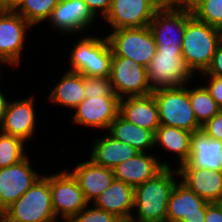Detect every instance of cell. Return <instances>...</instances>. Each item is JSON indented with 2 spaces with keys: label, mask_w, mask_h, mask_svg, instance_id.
Returning <instances> with one entry per match:
<instances>
[{
  "label": "cell",
  "mask_w": 222,
  "mask_h": 222,
  "mask_svg": "<svg viewBox=\"0 0 222 222\" xmlns=\"http://www.w3.org/2000/svg\"><path fill=\"white\" fill-rule=\"evenodd\" d=\"M175 175L179 176L176 168L164 167L153 178L134 187L133 209L137 216L133 214L131 218L139 222H166L168 201L177 183Z\"/></svg>",
  "instance_id": "cell-1"
},
{
  "label": "cell",
  "mask_w": 222,
  "mask_h": 222,
  "mask_svg": "<svg viewBox=\"0 0 222 222\" xmlns=\"http://www.w3.org/2000/svg\"><path fill=\"white\" fill-rule=\"evenodd\" d=\"M222 43L220 29L196 19L187 20L181 52L188 68L193 72H205L217 47Z\"/></svg>",
  "instance_id": "cell-2"
},
{
  "label": "cell",
  "mask_w": 222,
  "mask_h": 222,
  "mask_svg": "<svg viewBox=\"0 0 222 222\" xmlns=\"http://www.w3.org/2000/svg\"><path fill=\"white\" fill-rule=\"evenodd\" d=\"M52 206L50 176H41L2 213V222H57Z\"/></svg>",
  "instance_id": "cell-3"
},
{
  "label": "cell",
  "mask_w": 222,
  "mask_h": 222,
  "mask_svg": "<svg viewBox=\"0 0 222 222\" xmlns=\"http://www.w3.org/2000/svg\"><path fill=\"white\" fill-rule=\"evenodd\" d=\"M159 109L161 125L182 128L190 132L202 130L189 100V88H160L152 92Z\"/></svg>",
  "instance_id": "cell-4"
},
{
  "label": "cell",
  "mask_w": 222,
  "mask_h": 222,
  "mask_svg": "<svg viewBox=\"0 0 222 222\" xmlns=\"http://www.w3.org/2000/svg\"><path fill=\"white\" fill-rule=\"evenodd\" d=\"M113 51L107 37H84L73 47L71 69L89 77H109Z\"/></svg>",
  "instance_id": "cell-5"
},
{
  "label": "cell",
  "mask_w": 222,
  "mask_h": 222,
  "mask_svg": "<svg viewBox=\"0 0 222 222\" xmlns=\"http://www.w3.org/2000/svg\"><path fill=\"white\" fill-rule=\"evenodd\" d=\"M113 57H125L147 67L157 51L154 37L148 27L112 30L106 36Z\"/></svg>",
  "instance_id": "cell-6"
},
{
  "label": "cell",
  "mask_w": 222,
  "mask_h": 222,
  "mask_svg": "<svg viewBox=\"0 0 222 222\" xmlns=\"http://www.w3.org/2000/svg\"><path fill=\"white\" fill-rule=\"evenodd\" d=\"M147 68L152 90L188 85L193 72L184 61L181 50H157Z\"/></svg>",
  "instance_id": "cell-7"
},
{
  "label": "cell",
  "mask_w": 222,
  "mask_h": 222,
  "mask_svg": "<svg viewBox=\"0 0 222 222\" xmlns=\"http://www.w3.org/2000/svg\"><path fill=\"white\" fill-rule=\"evenodd\" d=\"M191 16L190 10L160 7L149 25L157 50H181L185 25Z\"/></svg>",
  "instance_id": "cell-8"
},
{
  "label": "cell",
  "mask_w": 222,
  "mask_h": 222,
  "mask_svg": "<svg viewBox=\"0 0 222 222\" xmlns=\"http://www.w3.org/2000/svg\"><path fill=\"white\" fill-rule=\"evenodd\" d=\"M109 79L120 99L146 96L153 92L147 68L129 58L112 57Z\"/></svg>",
  "instance_id": "cell-9"
},
{
  "label": "cell",
  "mask_w": 222,
  "mask_h": 222,
  "mask_svg": "<svg viewBox=\"0 0 222 222\" xmlns=\"http://www.w3.org/2000/svg\"><path fill=\"white\" fill-rule=\"evenodd\" d=\"M50 188L56 218L61 215L64 221H70L87 205H90L71 172L63 170L50 175Z\"/></svg>",
  "instance_id": "cell-10"
},
{
  "label": "cell",
  "mask_w": 222,
  "mask_h": 222,
  "mask_svg": "<svg viewBox=\"0 0 222 222\" xmlns=\"http://www.w3.org/2000/svg\"><path fill=\"white\" fill-rule=\"evenodd\" d=\"M159 8L154 0H112L104 20L113 30L148 27Z\"/></svg>",
  "instance_id": "cell-11"
},
{
  "label": "cell",
  "mask_w": 222,
  "mask_h": 222,
  "mask_svg": "<svg viewBox=\"0 0 222 222\" xmlns=\"http://www.w3.org/2000/svg\"><path fill=\"white\" fill-rule=\"evenodd\" d=\"M26 156L19 163L0 168V212L19 199L41 176Z\"/></svg>",
  "instance_id": "cell-12"
},
{
  "label": "cell",
  "mask_w": 222,
  "mask_h": 222,
  "mask_svg": "<svg viewBox=\"0 0 222 222\" xmlns=\"http://www.w3.org/2000/svg\"><path fill=\"white\" fill-rule=\"evenodd\" d=\"M32 25L14 10H0V53L17 66L26 39V30Z\"/></svg>",
  "instance_id": "cell-13"
},
{
  "label": "cell",
  "mask_w": 222,
  "mask_h": 222,
  "mask_svg": "<svg viewBox=\"0 0 222 222\" xmlns=\"http://www.w3.org/2000/svg\"><path fill=\"white\" fill-rule=\"evenodd\" d=\"M208 203L179 181L168 201L166 222H205Z\"/></svg>",
  "instance_id": "cell-14"
},
{
  "label": "cell",
  "mask_w": 222,
  "mask_h": 222,
  "mask_svg": "<svg viewBox=\"0 0 222 222\" xmlns=\"http://www.w3.org/2000/svg\"><path fill=\"white\" fill-rule=\"evenodd\" d=\"M73 122L76 125L109 129L113 120L119 115V97H93L83 99L75 108Z\"/></svg>",
  "instance_id": "cell-15"
},
{
  "label": "cell",
  "mask_w": 222,
  "mask_h": 222,
  "mask_svg": "<svg viewBox=\"0 0 222 222\" xmlns=\"http://www.w3.org/2000/svg\"><path fill=\"white\" fill-rule=\"evenodd\" d=\"M95 15L83 0H60L47 19L61 33H78L90 27Z\"/></svg>",
  "instance_id": "cell-16"
},
{
  "label": "cell",
  "mask_w": 222,
  "mask_h": 222,
  "mask_svg": "<svg viewBox=\"0 0 222 222\" xmlns=\"http://www.w3.org/2000/svg\"><path fill=\"white\" fill-rule=\"evenodd\" d=\"M34 97L8 102L0 125L1 132L21 138L24 142L35 133Z\"/></svg>",
  "instance_id": "cell-17"
},
{
  "label": "cell",
  "mask_w": 222,
  "mask_h": 222,
  "mask_svg": "<svg viewBox=\"0 0 222 222\" xmlns=\"http://www.w3.org/2000/svg\"><path fill=\"white\" fill-rule=\"evenodd\" d=\"M177 168L222 171V141L210 138L203 130L193 132L189 158Z\"/></svg>",
  "instance_id": "cell-18"
},
{
  "label": "cell",
  "mask_w": 222,
  "mask_h": 222,
  "mask_svg": "<svg viewBox=\"0 0 222 222\" xmlns=\"http://www.w3.org/2000/svg\"><path fill=\"white\" fill-rule=\"evenodd\" d=\"M164 167H171L169 163L160 162L155 155L139 152L113 168L114 178L136 187L153 178Z\"/></svg>",
  "instance_id": "cell-19"
},
{
  "label": "cell",
  "mask_w": 222,
  "mask_h": 222,
  "mask_svg": "<svg viewBox=\"0 0 222 222\" xmlns=\"http://www.w3.org/2000/svg\"><path fill=\"white\" fill-rule=\"evenodd\" d=\"M119 114L130 123L154 133L161 125L158 105L153 94L120 99Z\"/></svg>",
  "instance_id": "cell-20"
},
{
  "label": "cell",
  "mask_w": 222,
  "mask_h": 222,
  "mask_svg": "<svg viewBox=\"0 0 222 222\" xmlns=\"http://www.w3.org/2000/svg\"><path fill=\"white\" fill-rule=\"evenodd\" d=\"M181 182L205 201L221 202L222 200V171L177 168Z\"/></svg>",
  "instance_id": "cell-21"
},
{
  "label": "cell",
  "mask_w": 222,
  "mask_h": 222,
  "mask_svg": "<svg viewBox=\"0 0 222 222\" xmlns=\"http://www.w3.org/2000/svg\"><path fill=\"white\" fill-rule=\"evenodd\" d=\"M70 172L77 179L80 189L89 204L91 200L94 202L115 179L113 169L99 166L91 159L78 163L75 169Z\"/></svg>",
  "instance_id": "cell-22"
},
{
  "label": "cell",
  "mask_w": 222,
  "mask_h": 222,
  "mask_svg": "<svg viewBox=\"0 0 222 222\" xmlns=\"http://www.w3.org/2000/svg\"><path fill=\"white\" fill-rule=\"evenodd\" d=\"M94 206L116 215L119 219L132 217L134 206V187L114 179L93 202Z\"/></svg>",
  "instance_id": "cell-23"
},
{
  "label": "cell",
  "mask_w": 222,
  "mask_h": 222,
  "mask_svg": "<svg viewBox=\"0 0 222 222\" xmlns=\"http://www.w3.org/2000/svg\"><path fill=\"white\" fill-rule=\"evenodd\" d=\"M138 150L119 141L110 133L93 142L90 158L95 164L113 169L120 163L134 157Z\"/></svg>",
  "instance_id": "cell-24"
},
{
  "label": "cell",
  "mask_w": 222,
  "mask_h": 222,
  "mask_svg": "<svg viewBox=\"0 0 222 222\" xmlns=\"http://www.w3.org/2000/svg\"><path fill=\"white\" fill-rule=\"evenodd\" d=\"M108 131L113 137L130 145L139 152H146L147 149H151L155 146V133L153 131L130 123L120 114L113 120Z\"/></svg>",
  "instance_id": "cell-25"
},
{
  "label": "cell",
  "mask_w": 222,
  "mask_h": 222,
  "mask_svg": "<svg viewBox=\"0 0 222 222\" xmlns=\"http://www.w3.org/2000/svg\"><path fill=\"white\" fill-rule=\"evenodd\" d=\"M84 98V76L72 71H67L50 93L51 102L69 109H75Z\"/></svg>",
  "instance_id": "cell-26"
},
{
  "label": "cell",
  "mask_w": 222,
  "mask_h": 222,
  "mask_svg": "<svg viewBox=\"0 0 222 222\" xmlns=\"http://www.w3.org/2000/svg\"><path fill=\"white\" fill-rule=\"evenodd\" d=\"M192 133L182 128L160 125L155 132L154 144L176 153L181 165L189 158Z\"/></svg>",
  "instance_id": "cell-27"
},
{
  "label": "cell",
  "mask_w": 222,
  "mask_h": 222,
  "mask_svg": "<svg viewBox=\"0 0 222 222\" xmlns=\"http://www.w3.org/2000/svg\"><path fill=\"white\" fill-rule=\"evenodd\" d=\"M189 100L196 120L201 126L221 110L204 85L189 88Z\"/></svg>",
  "instance_id": "cell-28"
},
{
  "label": "cell",
  "mask_w": 222,
  "mask_h": 222,
  "mask_svg": "<svg viewBox=\"0 0 222 222\" xmlns=\"http://www.w3.org/2000/svg\"><path fill=\"white\" fill-rule=\"evenodd\" d=\"M60 0H24L14 11L32 26L47 20Z\"/></svg>",
  "instance_id": "cell-29"
},
{
  "label": "cell",
  "mask_w": 222,
  "mask_h": 222,
  "mask_svg": "<svg viewBox=\"0 0 222 222\" xmlns=\"http://www.w3.org/2000/svg\"><path fill=\"white\" fill-rule=\"evenodd\" d=\"M25 142L12 135L0 133V168L19 163L26 157Z\"/></svg>",
  "instance_id": "cell-30"
},
{
  "label": "cell",
  "mask_w": 222,
  "mask_h": 222,
  "mask_svg": "<svg viewBox=\"0 0 222 222\" xmlns=\"http://www.w3.org/2000/svg\"><path fill=\"white\" fill-rule=\"evenodd\" d=\"M191 12L196 19L222 29V0H203Z\"/></svg>",
  "instance_id": "cell-31"
},
{
  "label": "cell",
  "mask_w": 222,
  "mask_h": 222,
  "mask_svg": "<svg viewBox=\"0 0 222 222\" xmlns=\"http://www.w3.org/2000/svg\"><path fill=\"white\" fill-rule=\"evenodd\" d=\"M84 96L85 99L90 97H118L109 77L89 76H84Z\"/></svg>",
  "instance_id": "cell-32"
},
{
  "label": "cell",
  "mask_w": 222,
  "mask_h": 222,
  "mask_svg": "<svg viewBox=\"0 0 222 222\" xmlns=\"http://www.w3.org/2000/svg\"><path fill=\"white\" fill-rule=\"evenodd\" d=\"M88 205L75 215L69 222H118L120 219L103 209L97 207L87 208Z\"/></svg>",
  "instance_id": "cell-33"
},
{
  "label": "cell",
  "mask_w": 222,
  "mask_h": 222,
  "mask_svg": "<svg viewBox=\"0 0 222 222\" xmlns=\"http://www.w3.org/2000/svg\"><path fill=\"white\" fill-rule=\"evenodd\" d=\"M202 130L210 138L222 141V109L202 125Z\"/></svg>",
  "instance_id": "cell-34"
},
{
  "label": "cell",
  "mask_w": 222,
  "mask_h": 222,
  "mask_svg": "<svg viewBox=\"0 0 222 222\" xmlns=\"http://www.w3.org/2000/svg\"><path fill=\"white\" fill-rule=\"evenodd\" d=\"M207 76L209 77L210 83L208 85H205V87L209 91L211 97L222 109V78L213 75Z\"/></svg>",
  "instance_id": "cell-35"
},
{
  "label": "cell",
  "mask_w": 222,
  "mask_h": 222,
  "mask_svg": "<svg viewBox=\"0 0 222 222\" xmlns=\"http://www.w3.org/2000/svg\"><path fill=\"white\" fill-rule=\"evenodd\" d=\"M203 74L222 78V43L217 47L210 65Z\"/></svg>",
  "instance_id": "cell-36"
},
{
  "label": "cell",
  "mask_w": 222,
  "mask_h": 222,
  "mask_svg": "<svg viewBox=\"0 0 222 222\" xmlns=\"http://www.w3.org/2000/svg\"><path fill=\"white\" fill-rule=\"evenodd\" d=\"M92 11V13L96 16L97 12L100 11L103 19L108 14L112 0H83Z\"/></svg>",
  "instance_id": "cell-37"
},
{
  "label": "cell",
  "mask_w": 222,
  "mask_h": 222,
  "mask_svg": "<svg viewBox=\"0 0 222 222\" xmlns=\"http://www.w3.org/2000/svg\"><path fill=\"white\" fill-rule=\"evenodd\" d=\"M205 222H222V204L220 202L207 204Z\"/></svg>",
  "instance_id": "cell-38"
},
{
  "label": "cell",
  "mask_w": 222,
  "mask_h": 222,
  "mask_svg": "<svg viewBox=\"0 0 222 222\" xmlns=\"http://www.w3.org/2000/svg\"><path fill=\"white\" fill-rule=\"evenodd\" d=\"M203 0H173L172 6L185 10H192Z\"/></svg>",
  "instance_id": "cell-39"
},
{
  "label": "cell",
  "mask_w": 222,
  "mask_h": 222,
  "mask_svg": "<svg viewBox=\"0 0 222 222\" xmlns=\"http://www.w3.org/2000/svg\"><path fill=\"white\" fill-rule=\"evenodd\" d=\"M8 102L9 101L7 100L5 95H3L2 91H0V125L3 121Z\"/></svg>",
  "instance_id": "cell-40"
},
{
  "label": "cell",
  "mask_w": 222,
  "mask_h": 222,
  "mask_svg": "<svg viewBox=\"0 0 222 222\" xmlns=\"http://www.w3.org/2000/svg\"><path fill=\"white\" fill-rule=\"evenodd\" d=\"M24 0H8V10H15Z\"/></svg>",
  "instance_id": "cell-41"
},
{
  "label": "cell",
  "mask_w": 222,
  "mask_h": 222,
  "mask_svg": "<svg viewBox=\"0 0 222 222\" xmlns=\"http://www.w3.org/2000/svg\"><path fill=\"white\" fill-rule=\"evenodd\" d=\"M160 7L172 6L173 0H154Z\"/></svg>",
  "instance_id": "cell-42"
},
{
  "label": "cell",
  "mask_w": 222,
  "mask_h": 222,
  "mask_svg": "<svg viewBox=\"0 0 222 222\" xmlns=\"http://www.w3.org/2000/svg\"><path fill=\"white\" fill-rule=\"evenodd\" d=\"M0 10H8V0H0Z\"/></svg>",
  "instance_id": "cell-43"
},
{
  "label": "cell",
  "mask_w": 222,
  "mask_h": 222,
  "mask_svg": "<svg viewBox=\"0 0 222 222\" xmlns=\"http://www.w3.org/2000/svg\"><path fill=\"white\" fill-rule=\"evenodd\" d=\"M4 63H6L7 65H11L10 62L0 53V65L4 64ZM0 77H1V75H0Z\"/></svg>",
  "instance_id": "cell-44"
},
{
  "label": "cell",
  "mask_w": 222,
  "mask_h": 222,
  "mask_svg": "<svg viewBox=\"0 0 222 222\" xmlns=\"http://www.w3.org/2000/svg\"><path fill=\"white\" fill-rule=\"evenodd\" d=\"M118 222H139V221L134 220L132 218H128V219H120Z\"/></svg>",
  "instance_id": "cell-45"
},
{
  "label": "cell",
  "mask_w": 222,
  "mask_h": 222,
  "mask_svg": "<svg viewBox=\"0 0 222 222\" xmlns=\"http://www.w3.org/2000/svg\"><path fill=\"white\" fill-rule=\"evenodd\" d=\"M0 222H2V213L0 212Z\"/></svg>",
  "instance_id": "cell-46"
}]
</instances>
